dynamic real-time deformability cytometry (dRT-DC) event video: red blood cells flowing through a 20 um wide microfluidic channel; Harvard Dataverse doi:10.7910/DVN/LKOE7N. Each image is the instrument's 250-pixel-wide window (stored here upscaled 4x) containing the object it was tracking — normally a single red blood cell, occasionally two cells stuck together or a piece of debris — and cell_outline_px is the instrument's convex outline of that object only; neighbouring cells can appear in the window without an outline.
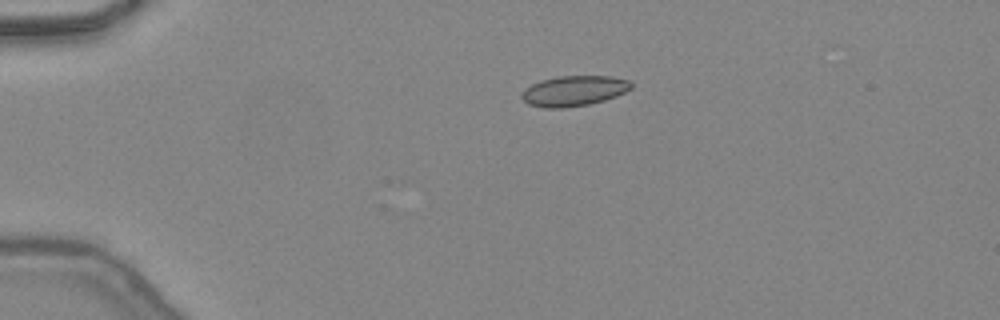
{"species": "common noctule bat (a hibernating species)", "species_latin": "Nyctalus noctula", "temperature_condition": "warm", "stored_images_in_passage": 35, "camera_frame_rate_fps": 3000, "um_per_image_px": 0.085, "animal": {"sex": "female", "body_mass_g": 24.6, "forearm_length_mm": 56.2}, "frame": {"image": 1, "passage_image": 1, "time_ms": 0.0, "image_size_px": [1000, 320], "cell_outline_px": [[632, 88], [616, 96], [604, 100], [588, 104], [564, 108], [544, 108], [528, 104], [520, 96], [524, 88], [532, 84], [544, 80], [560, 76], [612, 76], [628, 80], [632, 84]], "centroid_in_image_um": [48.77, 7.73], "position_along_channel_um": 36.2, "area_um2": 19.25}}
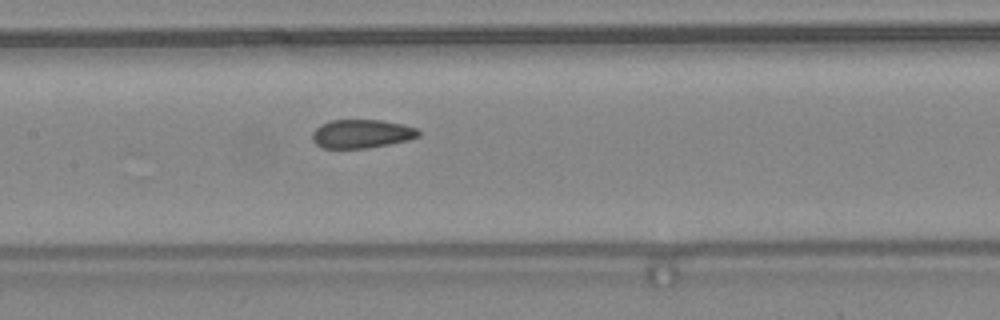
{"frame": {"image": 2, "passage_image": 14, "time_ms": 4.333, "image_size_px": [1000, 320], "cell_outline_px": [[420, 136], [408, 140], [368, 148], [324, 148], [316, 144], [312, 140], [312, 132], [320, 124], [332, 120], [380, 120], [404, 124], [416, 128], [420, 132]], "centroid_in_image_um": [30.73, 11.37], "position_along_channel_um": 176.7, "area_um2": 17.74}}
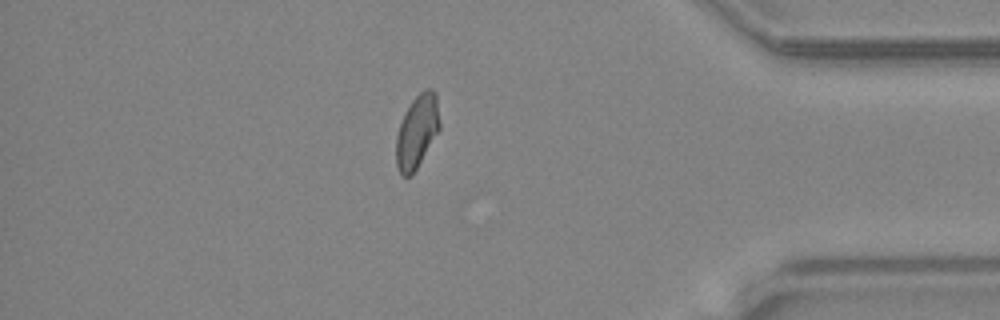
{"frame": {"image": 3, "passage_image": 31, "time_ms": 10.0, "image_size_px": [1000, 320], "cell_outline_px": [[440, 128], [412, 176], [400, 176], [396, 164], [396, 136], [404, 112], [412, 100], [424, 88], [432, 88], [436, 92], [440, 124]], "centroid_in_image_um": [35.44, 11.16], "position_along_channel_um": 399.8, "area_um2": 18.67}}